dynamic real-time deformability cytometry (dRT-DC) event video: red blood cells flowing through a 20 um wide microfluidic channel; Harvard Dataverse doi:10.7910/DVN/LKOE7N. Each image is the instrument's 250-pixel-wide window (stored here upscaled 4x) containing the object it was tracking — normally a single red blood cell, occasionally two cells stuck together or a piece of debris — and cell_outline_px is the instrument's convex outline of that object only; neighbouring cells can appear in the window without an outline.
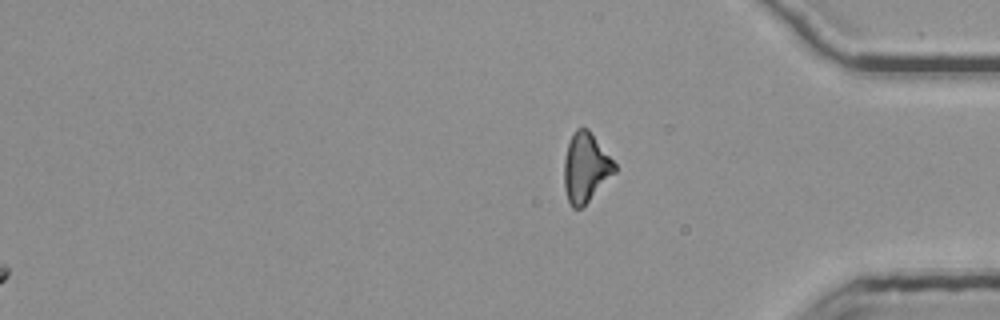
{"species": "common noctule bat (a hibernating species)", "species_latin": "Nyctalus noctula", "temperature_condition": "room temperature", "stored_images_in_passage": 47, "segment_of_instrument_passage": [3, 3], "camera_frame_rate_fps": 3000, "um_per_image_px": 0.085, "animal": {"sex": "female", "body_mass_g": 25.1}, "frame": {"image": 1, "passage_image": 47, "time_ms": 15.333, "image_size_px": [1000, 320], "cell_outline_px": [[616, 172], [580, 208], [572, 208], [568, 200], [564, 188], [564, 160], [568, 144], [572, 132], [576, 128], [588, 128], [616, 164]], "centroid_in_image_um": [49.77, 14.22], "position_along_channel_um": 385.4, "area_um2": 20.17}}